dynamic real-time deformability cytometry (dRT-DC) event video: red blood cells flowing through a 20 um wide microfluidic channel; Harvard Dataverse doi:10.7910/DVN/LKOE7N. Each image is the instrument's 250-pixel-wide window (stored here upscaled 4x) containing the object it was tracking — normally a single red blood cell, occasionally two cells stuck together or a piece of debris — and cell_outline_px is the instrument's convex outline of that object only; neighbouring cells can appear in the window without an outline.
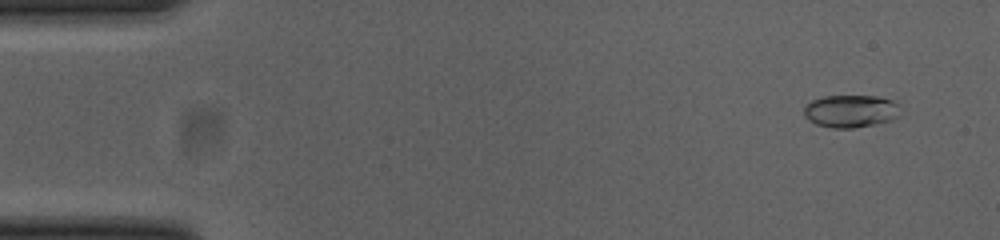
{"species": "common noctule bat (a hibernating species)", "species_latin": "Nyctalus noctula", "temperature_condition": "cold", "stored_images_in_passage": 13, "camera_frame_rate_fps": 3000, "um_per_image_px": 0.085, "animal": {"sex": "female", "body_mass_g": 23.0, "forearm_length_mm": 53.4}, "frame": {"image": 1, "passage_image": 4, "time_ms": 1.0, "image_size_px": [1000, 240], "cell_outline_px": [[900, 116], [876, 124], [852, 128], [832, 128], [816, 124], [808, 120], [804, 116], [804, 104], [820, 96], [876, 96], [892, 100], [900, 104]], "centroid_in_image_um": [72.29, 9.44], "position_along_channel_um": 12.7, "area_um2": 18.55}}